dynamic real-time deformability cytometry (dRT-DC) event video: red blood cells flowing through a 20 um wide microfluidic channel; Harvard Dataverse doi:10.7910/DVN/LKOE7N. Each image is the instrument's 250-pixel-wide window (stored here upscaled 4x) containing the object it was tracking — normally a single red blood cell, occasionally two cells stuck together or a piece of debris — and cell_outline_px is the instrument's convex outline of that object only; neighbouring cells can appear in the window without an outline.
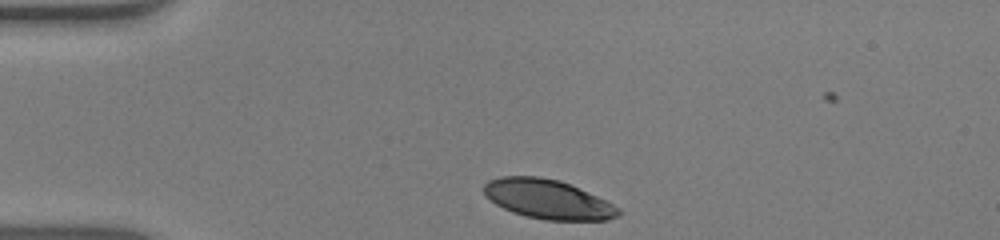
{"species": "human", "species_latin": "Homo sapiens", "temperature_condition": "warm", "stored_images_in_passage": 33, "camera_frame_rate_fps": 3000, "um_per_image_px": 0.085, "donor": {"sex": "male"}, "frame": {"image": 1, "passage_image": 1, "time_ms": 0.0, "image_size_px": [1000, 240], "cell_outline_px": [[620, 212], [616, 216], [608, 220], [544, 220], [512, 212], [496, 204], [484, 196], [484, 184], [488, 180], [500, 176], [540, 176], [560, 180], [596, 196], [620, 208]], "centroid_in_image_um": [46.52, 16.92], "position_along_channel_um": 38.5, "area_um2": 30.63}}
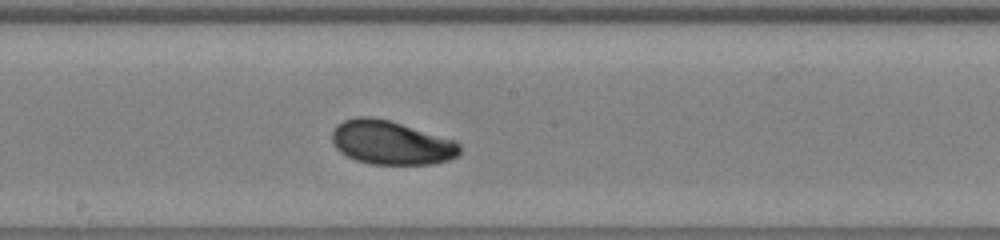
{"frame": {"image": 2, "passage_image": 18, "time_ms": 5.667, "image_size_px": [1000, 240], "cell_outline_px": [[460, 152], [456, 156], [448, 160], [432, 164], [372, 164], [356, 160], [340, 152], [336, 148], [332, 140], [332, 128], [336, 124], [344, 120], [356, 116], [372, 116], [388, 120], [456, 140], [460, 144]], "centroid_in_image_um": [33.22, 12.11], "position_along_channel_um": 215.0, "area_um2": 32.71}}
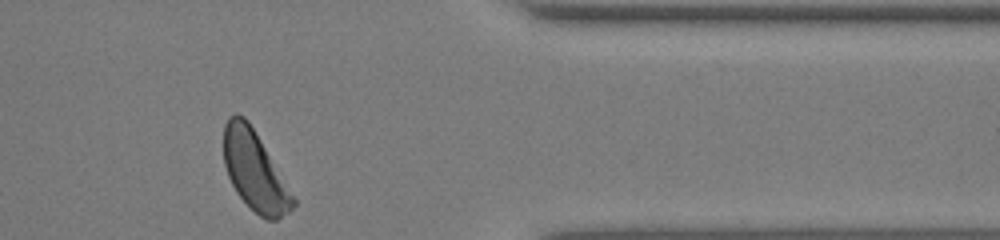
{"frame": {"image": 3, "passage_image": 33, "time_ms": 10.667, "image_size_px": [1000, 240], "cell_outline_px": [[296, 204], [288, 212], [276, 220], [268, 220], [260, 216], [236, 192], [228, 176], [224, 164], [224, 124], [228, 116], [236, 112], [244, 116], [248, 120], [296, 200]], "centroid_in_image_um": [21.62, 14.5], "position_along_channel_um": 389.8, "area_um2": 31.44}, "authors_computed_cell_mechanics": {"area_um2": 32.2524, "velocity_mm_per_s": 3.8592, "shape_relaxation_time_tau1_ms": 2.7713, "shape_relaxation_time_tau2_ms": null, "deformation_change_tau1": 0.1323, "deformation_change_tau2": null}}